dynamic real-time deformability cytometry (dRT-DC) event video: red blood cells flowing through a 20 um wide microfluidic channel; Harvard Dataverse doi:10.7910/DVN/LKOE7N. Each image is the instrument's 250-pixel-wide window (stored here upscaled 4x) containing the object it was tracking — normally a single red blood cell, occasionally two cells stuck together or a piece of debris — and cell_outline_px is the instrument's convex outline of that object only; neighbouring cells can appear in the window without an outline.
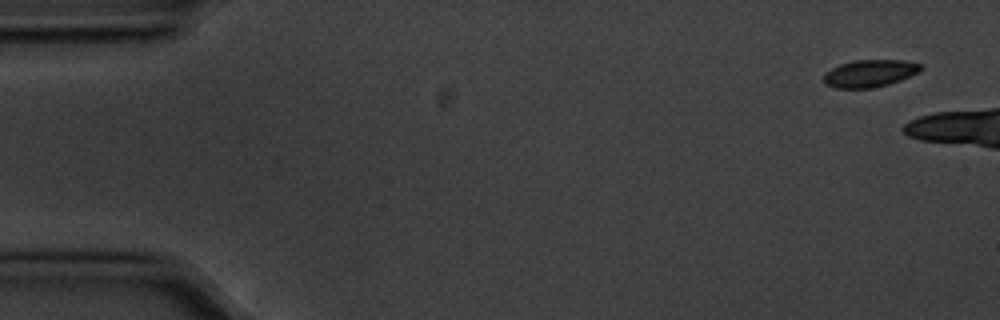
{"species": "common noctule bat (a hibernating species)", "species_latin": "Nyctalus noctula", "temperature_condition": "cold", "stored_images_in_passage": 5, "camera_frame_rate_fps": 3000, "um_per_image_px": 0.085, "animal": {"sex": "male", "body_mass_g": 20.1, "forearm_length_mm": 53.5}, "frame": {"image": 1, "passage_image": 1, "time_ms": 0.0, "image_size_px": [1000, 320], "cell_outline_px": [[920, 72], [900, 80], [888, 84], [872, 88], [836, 88], [824, 84], [824, 72], [840, 64], [856, 60], [904, 60], [920, 64]], "centroid_in_image_um": [73.9, 6.24], "position_along_channel_um": 11.1, "area_um2": 15.37}}